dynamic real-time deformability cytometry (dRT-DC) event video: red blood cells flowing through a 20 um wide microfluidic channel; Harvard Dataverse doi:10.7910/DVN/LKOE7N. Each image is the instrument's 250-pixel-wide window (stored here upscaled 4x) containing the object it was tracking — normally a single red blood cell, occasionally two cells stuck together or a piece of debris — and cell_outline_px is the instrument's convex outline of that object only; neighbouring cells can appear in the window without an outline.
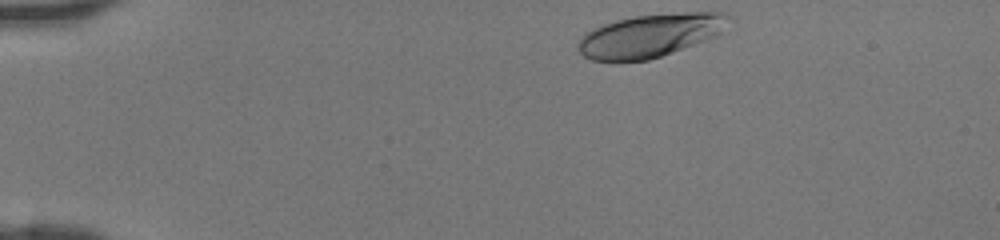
{"species": "human", "species_latin": "Homo sapiens", "temperature_condition": "room temperature", "stored_images_in_passage": 34, "camera_frame_rate_fps": 3000, "um_per_image_px": 0.085, "donor": {"sex": "female"}, "frame": {"image": 1, "passage_image": 1, "time_ms": 0.0, "image_size_px": [1000, 240], "cell_outline_px": [[728, 16], [720, 32], [716, 36], [660, 56], [648, 60], [592, 60], [584, 56], [576, 48], [576, 44], [580, 36], [584, 32], [592, 28], [616, 20], [636, 16], [684, 12], [724, 12]], "centroid_in_image_um": [55.17, 3.01], "position_along_channel_um": 29.8, "area_um2": 37.28}}
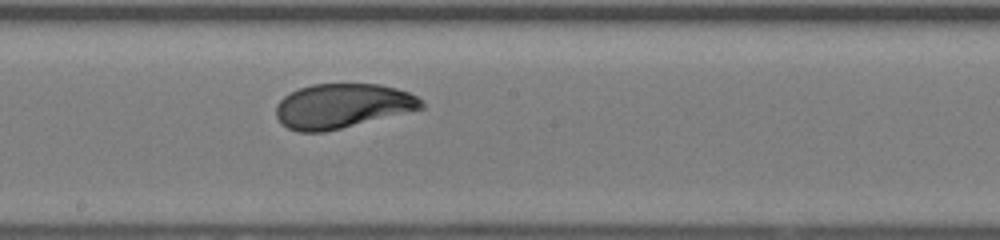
{"frame": {"image": 2, "passage_image": 19, "time_ms": 6.0, "image_size_px": [1000, 240], "cell_outline_px": [[424, 108], [324, 132], [296, 132], [280, 124], [276, 116], [276, 104], [284, 96], [300, 88], [312, 84], [380, 84], [396, 88], [408, 92], [416, 96], [424, 104]], "centroid_in_image_um": [29.05, 9.01], "position_along_channel_um": 219.1, "area_um2": 37.57}}
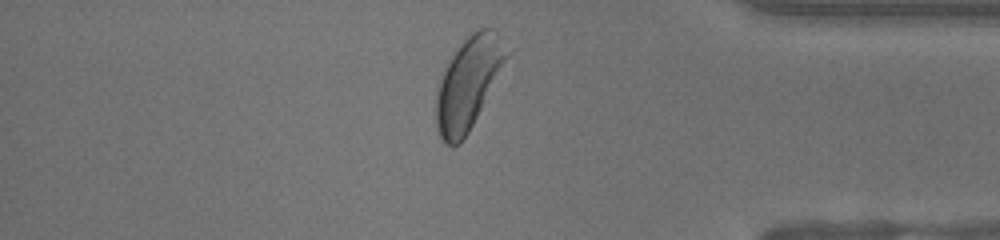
{"frame": {"image": 3, "passage_image": 32, "time_ms": 10.333, "image_size_px": [1000, 240], "cell_outline_px": [[512, 52], [468, 132], [460, 144], [444, 144], [440, 140], [436, 128], [436, 84], [440, 72], [448, 60], [460, 44], [472, 32], [480, 28], [496, 28], [512, 48]], "centroid_in_image_um": [39.83, 7.0], "position_along_channel_um": 395.4, "area_um2": 38.61}}